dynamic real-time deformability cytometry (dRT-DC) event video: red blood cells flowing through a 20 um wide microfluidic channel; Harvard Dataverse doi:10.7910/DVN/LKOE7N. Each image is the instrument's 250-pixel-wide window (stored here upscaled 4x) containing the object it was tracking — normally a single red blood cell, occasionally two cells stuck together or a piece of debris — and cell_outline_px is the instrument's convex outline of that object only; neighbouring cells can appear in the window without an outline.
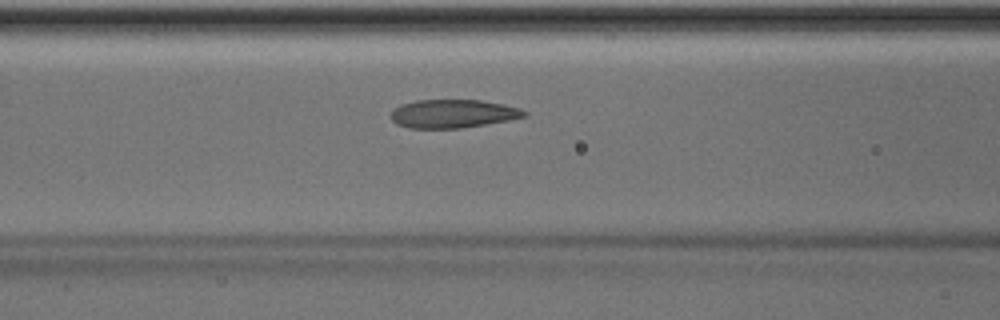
{"species": "Egyptian fruit bat (a non-hibernating species)", "species_latin": "Rousettus aegyptiacus", "temperature_condition": "room temperature", "stored_images_in_passage": 35, "camera_frame_rate_fps": 3000, "um_per_image_px": 0.085, "animal": {"sex": "male"}, "frame": {"image": 1, "passage_image": 6, "time_ms": 1.667, "image_size_px": [1000, 320], "cell_outline_px": [[528, 116], [508, 120], [460, 128], [408, 128], [396, 124], [388, 116], [392, 108], [400, 104], [416, 100], [480, 100], [504, 104], [520, 108], [528, 112]], "centroid_in_image_um": [38.45, 9.66], "position_along_channel_um": 128.2, "area_um2": 22.31}, "authors_computed_cell_mechanics": {"area_um2": 22.542, "velocity_mm_per_s": 4.0364, "shape_relaxation_time_tau1_ms": 5.273, "shape_relaxation_time_tau2_ms": 2.0314, "deformation_change_tau1": 0.1598, "deformation_change_tau2": 0.1005}}